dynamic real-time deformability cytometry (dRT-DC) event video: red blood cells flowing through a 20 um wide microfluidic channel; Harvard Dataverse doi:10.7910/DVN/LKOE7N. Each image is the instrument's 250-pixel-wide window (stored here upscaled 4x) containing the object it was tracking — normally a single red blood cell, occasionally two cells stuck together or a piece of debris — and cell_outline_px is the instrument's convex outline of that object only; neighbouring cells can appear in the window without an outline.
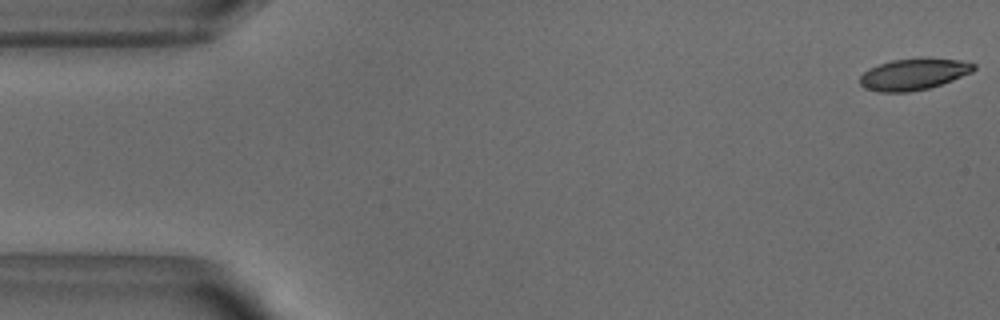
{"species": "common noctule bat (a hibernating species)", "species_latin": "Nyctalus noctula", "temperature_condition": "warm", "stored_images_in_passage": 52, "camera_frame_rate_fps": 3000, "um_per_image_px": 0.085, "animal": {"sex": "male", "body_mass_g": 18.8}, "frame": {"image": 1, "passage_image": 1, "time_ms": 0.0, "image_size_px": [1000, 320], "cell_outline_px": [[976, 68], [972, 72], [952, 80], [928, 88], [908, 92], [880, 92], [864, 88], [860, 84], [860, 76], [868, 68], [892, 60], [920, 56], [924, 56], [960, 60], [976, 64]], "centroid_in_image_um": [77.67, 6.28], "position_along_channel_um": 7.3, "area_um2": 21.21}}
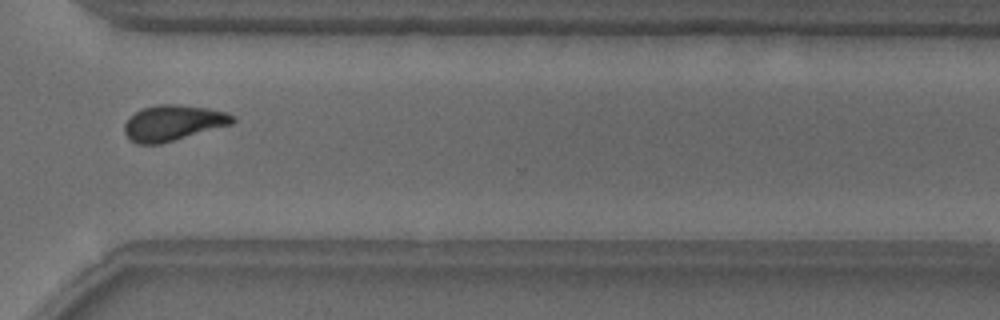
{"frame": {"image": 2, "passage_image": 38, "time_ms": 12.333, "image_size_px": [1000, 320], "cell_outline_px": [[236, 120], [232, 124], [160, 144], [140, 144], [132, 140], [124, 132], [124, 124], [140, 108], [160, 104], [176, 104], [208, 108], [224, 112], [236, 116]], "centroid_in_image_um": [14.73, 10.43], "position_along_channel_um": 355.9, "area_um2": 22.25}}
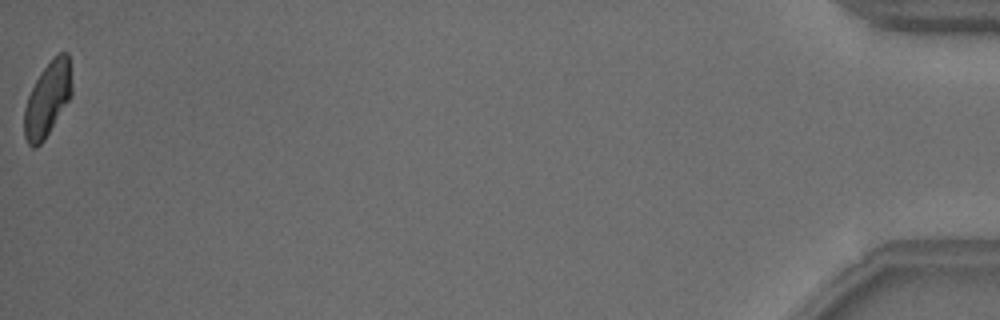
{"frame": {"image": 3, "passage_image": 52, "time_ms": 17.0, "image_size_px": [1000, 320], "cell_outline_px": [[72, 96], [44, 140], [36, 148], [32, 148], [28, 144], [24, 136], [24, 108], [28, 96], [40, 72], [52, 56], [56, 52], [68, 52], [72, 80]], "centroid_in_image_um": [4.05, 8.39], "position_along_channel_um": 431.1, "area_um2": 20.98}, "authors_computed_cell_mechanics": {"area_um2": 22.1085, "velocity_mm_per_s": 3.8353, "shape_relaxation_time_tau1_ms": 3.5758, "shape_relaxation_time_tau2_ms": 2.6892, "deformation_change_tau1": 0.1294, "deformation_change_tau2": 0.0852}}